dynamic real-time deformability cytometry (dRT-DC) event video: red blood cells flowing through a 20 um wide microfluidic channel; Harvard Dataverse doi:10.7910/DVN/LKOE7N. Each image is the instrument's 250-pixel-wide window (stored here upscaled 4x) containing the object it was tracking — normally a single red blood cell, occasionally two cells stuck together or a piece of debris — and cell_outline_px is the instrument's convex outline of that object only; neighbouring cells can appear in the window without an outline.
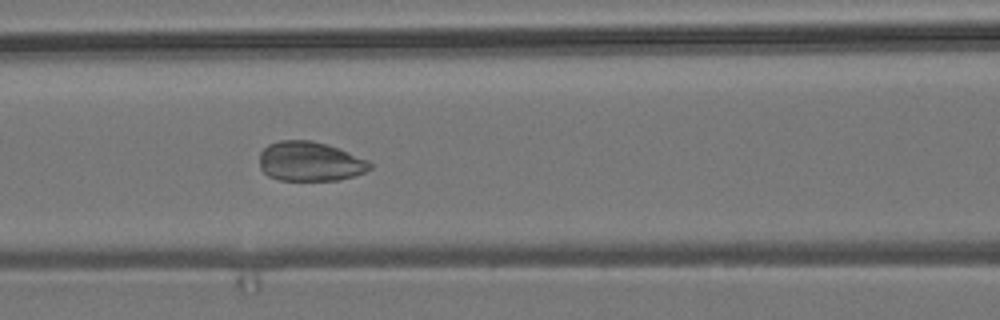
{"species": "common noctule bat (a hibernating species)", "species_latin": "Nyctalus noctula", "temperature_condition": "room temperature", "stored_images_in_passage": 53, "camera_frame_rate_fps": 3000, "um_per_image_px": 0.085, "animal": {"sex": "male", "body_mass_g": 19.2, "forearm_length_mm": 51.8}, "frame": {"image": 1, "passage_image": 20, "time_ms": 6.333, "image_size_px": [1000, 320], "cell_outline_px": [[372, 168], [364, 172], [340, 180], [280, 180], [268, 176], [260, 168], [260, 152], [268, 144], [280, 140], [312, 140], [328, 144], [368, 160], [372, 164]], "centroid_in_image_um": [26.34, 13.72], "position_along_channel_um": 140.3, "area_um2": 25.49}}
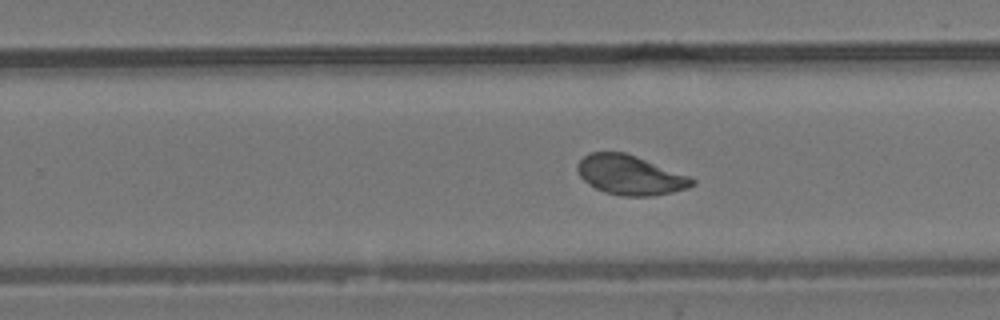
{"frame": {"image": 2, "passage_image": 31, "time_ms": 10.0, "image_size_px": [1000, 320], "cell_outline_px": [[696, 184], [688, 188], [672, 192], [652, 196], [620, 196], [604, 192], [588, 184], [580, 176], [576, 168], [576, 164], [588, 152], [624, 152], [636, 156], [688, 176], [696, 180]], "centroid_in_image_um": [53.53, 14.88], "position_along_channel_um": 276.3, "area_um2": 26.36}}
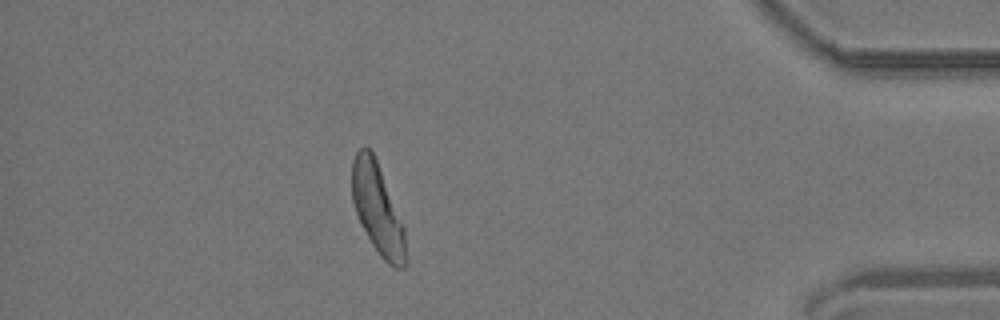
{"frame": {"image": 3, "passage_image": 45, "time_ms": 14.667, "image_size_px": [1000, 320], "cell_outline_px": [[408, 260], [404, 268], [396, 268], [388, 264], [380, 256], [372, 244], [356, 212], [352, 200], [352, 160], [356, 152], [364, 144], [372, 152], [376, 160], [404, 228]], "centroid_in_image_um": [32.1, 17.8], "position_along_channel_um": 403.1, "area_um2": 27.86}}